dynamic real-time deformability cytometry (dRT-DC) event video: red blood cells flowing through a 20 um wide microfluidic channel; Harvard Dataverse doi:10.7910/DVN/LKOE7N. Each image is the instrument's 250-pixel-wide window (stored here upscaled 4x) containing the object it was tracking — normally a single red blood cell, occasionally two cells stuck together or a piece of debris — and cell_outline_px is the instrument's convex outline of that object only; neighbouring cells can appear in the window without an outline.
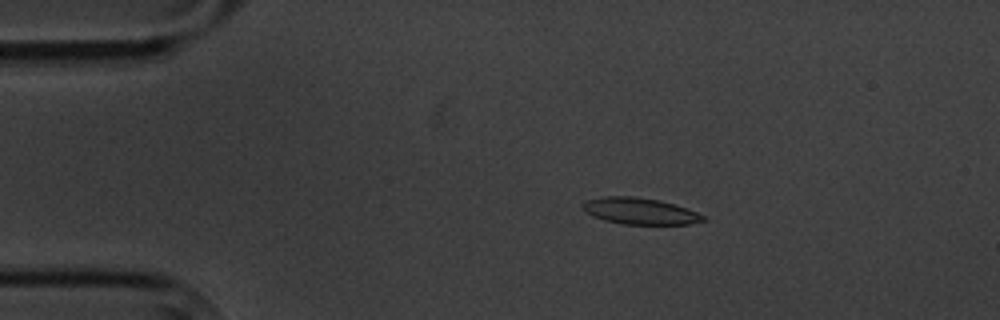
{"species": "common noctule bat (a hibernating species)", "species_latin": "Nyctalus noctula", "temperature_condition": "cold", "stored_images_in_passage": 4, "camera_frame_rate_fps": 3000, "um_per_image_px": 0.085, "animal": {"sex": "male", "body_mass_g": 20.1, "forearm_length_mm": 53.5}, "frame": {"image": 1, "passage_image": 3, "time_ms": 2.333, "image_size_px": [1000, 320], "cell_outline_px": [[708, 220], [692, 224], [624, 224], [604, 220], [592, 216], [580, 208], [580, 204], [584, 200], [604, 196], [632, 196], [660, 200], [696, 212], [704, 216]], "centroid_in_image_um": [54.33, 17.94], "position_along_channel_um": 30.7, "area_um2": 18.67}}